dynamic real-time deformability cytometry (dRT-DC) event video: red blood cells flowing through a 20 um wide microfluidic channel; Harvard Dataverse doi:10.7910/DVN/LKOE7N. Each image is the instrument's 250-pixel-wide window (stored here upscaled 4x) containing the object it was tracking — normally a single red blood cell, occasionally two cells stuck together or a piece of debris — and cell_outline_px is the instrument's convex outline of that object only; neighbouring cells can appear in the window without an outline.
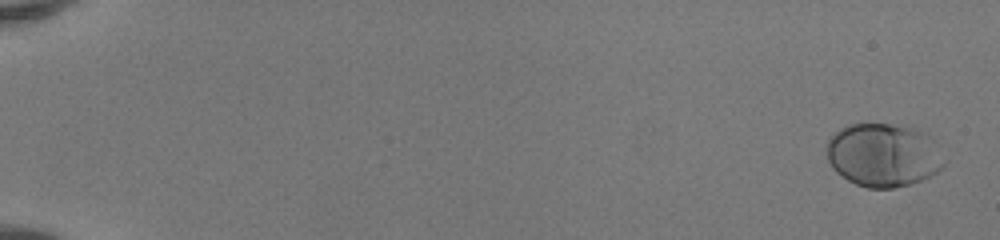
{"species": "human", "species_latin": "Homo sapiens", "temperature_condition": "room temperature", "stored_images_in_passage": 51, "camera_frame_rate_fps": 3000, "um_per_image_px": 0.085, "donor": {"sex": "female"}, "frame": {"image": 1, "passage_image": 1, "time_ms": 0.0, "image_size_px": [1000, 240], "cell_outline_px": [[944, 164], [936, 172], [920, 180], [908, 184], [892, 188], [868, 188], [856, 184], [848, 180], [836, 172], [832, 168], [828, 160], [828, 140], [840, 128], [848, 124], [908, 124], [924, 132], [928, 136]], "centroid_in_image_um": [75.03, 13.16], "position_along_channel_um": 10.0, "area_um2": 42.83}}
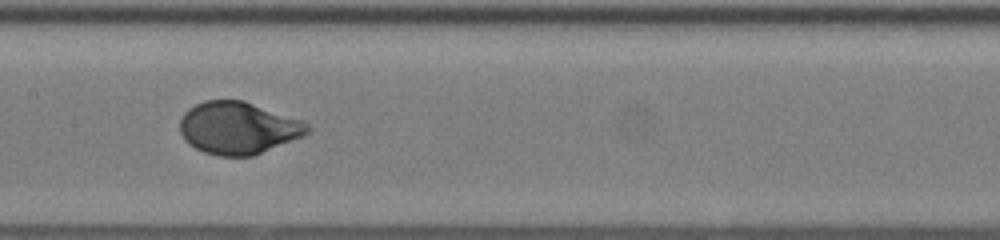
{"frame": {"image": 2, "passage_image": 28, "time_ms": 9.0, "image_size_px": [1000, 240], "cell_outline_px": [[312, 128], [304, 136], [252, 156], [216, 156], [204, 152], [188, 144], [184, 140], [180, 132], [180, 120], [184, 112], [188, 108], [204, 100], [244, 100], [300, 120], [308, 124]], "centroid_in_image_um": [20.22, 10.88], "position_along_channel_um": 187.2, "area_um2": 38.9}}
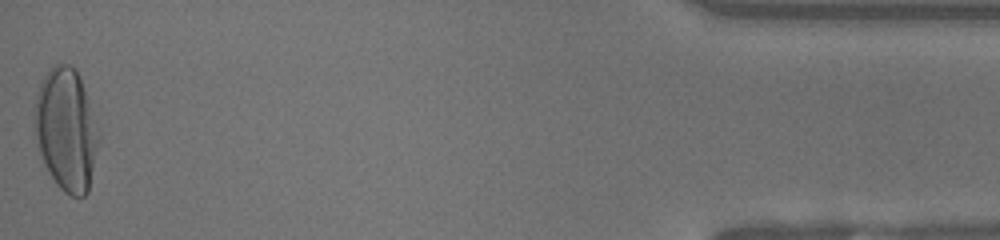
{"frame": {"image": 3, "passage_image": 51, "time_ms": 16.667, "image_size_px": [1000, 240], "cell_outline_px": [[100, 140], [88, 192], [84, 196], [72, 196], [64, 192], [56, 184], [48, 172], [40, 152], [36, 136], [36, 96], [40, 84], [48, 68], [52, 64], [68, 64], [76, 68], [100, 128]], "centroid_in_image_um": [5.67, 11.01], "position_along_channel_um": 429.5, "area_um2": 45.78}, "authors_computed_cell_mechanics": {"area_um2": 39.2462, "velocity_mm_per_s": 4.1349, "shape_relaxation_time_tau1_ms": 3.1099, "shape_relaxation_time_tau2_ms": null, "deformation_change_tau1": 0.1856, "deformation_change_tau2": null}}